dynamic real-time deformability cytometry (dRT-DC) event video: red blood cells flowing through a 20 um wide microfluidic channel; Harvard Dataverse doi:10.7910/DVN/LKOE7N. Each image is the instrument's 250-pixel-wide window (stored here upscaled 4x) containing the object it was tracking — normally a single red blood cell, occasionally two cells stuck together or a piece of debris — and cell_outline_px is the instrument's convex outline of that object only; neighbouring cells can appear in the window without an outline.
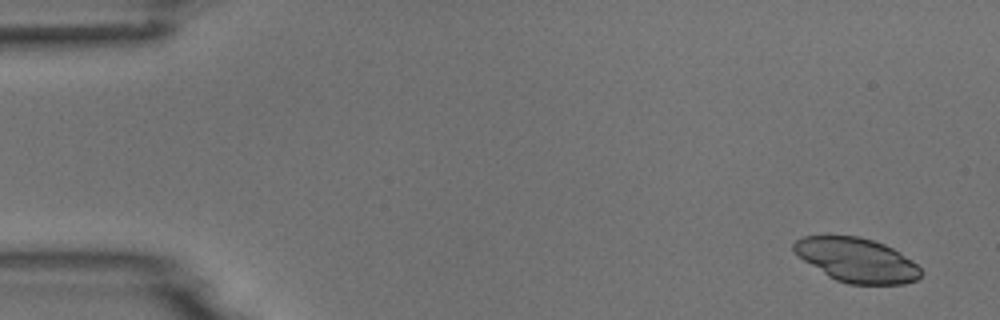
{"species": "common noctule bat (a hibernating species)", "species_latin": "Nyctalus noctula", "temperature_condition": "room temperature", "stored_images_in_passage": 4, "camera_frame_rate_fps": 3000, "um_per_image_px": 0.085, "animal": {"sex": "male", "body_mass_g": 18.8}, "frame": {"image": 1, "passage_image": 1, "time_ms": 0.0, "image_size_px": [1000, 320], "cell_outline_px": [[924, 272], [916, 280], [904, 284], [848, 284], [836, 280], [828, 276], [804, 260], [792, 248], [792, 244], [796, 240], [804, 236], [860, 236], [884, 244], [900, 252], [912, 260]], "centroid_in_image_um": [72.85, 22.11], "position_along_channel_um": 12.2, "area_um2": 32.54}}